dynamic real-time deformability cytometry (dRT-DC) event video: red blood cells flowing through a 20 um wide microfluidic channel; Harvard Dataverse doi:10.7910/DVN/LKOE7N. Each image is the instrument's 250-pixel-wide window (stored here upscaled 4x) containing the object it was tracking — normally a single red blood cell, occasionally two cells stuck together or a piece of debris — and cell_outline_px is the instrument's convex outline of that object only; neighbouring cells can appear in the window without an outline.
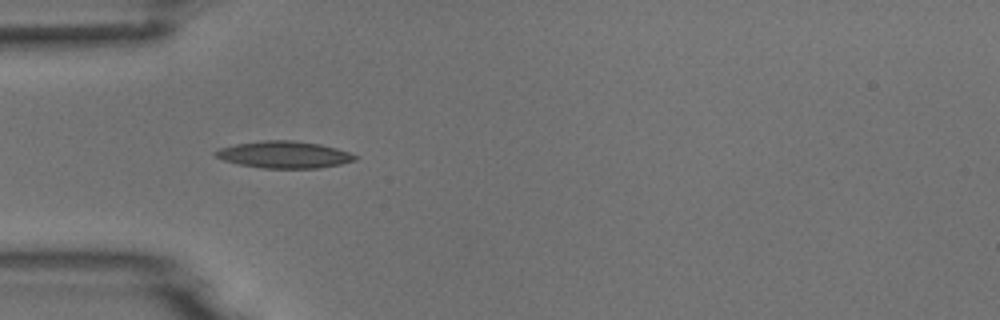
{"species": "common noctule bat (a hibernating species)", "species_latin": "Nyctalus noctula", "temperature_condition": "room temperature", "stored_images_in_passage": 5, "camera_frame_rate_fps": 3000, "um_per_image_px": 0.085, "animal": {"sex": "male", "body_mass_g": 18.8}, "frame": {"image": 1, "passage_image": 4, "time_ms": 3.667, "image_size_px": [1000, 320], "cell_outline_px": [[360, 156], [356, 160], [340, 164], [320, 168], [264, 168], [236, 164], [224, 160], [216, 156], [212, 152], [220, 148], [236, 144], [264, 140], [292, 140], [320, 144], [336, 148]], "centroid_in_image_um": [24.16, 13.14], "position_along_channel_um": 60.8, "area_um2": 21.91}}